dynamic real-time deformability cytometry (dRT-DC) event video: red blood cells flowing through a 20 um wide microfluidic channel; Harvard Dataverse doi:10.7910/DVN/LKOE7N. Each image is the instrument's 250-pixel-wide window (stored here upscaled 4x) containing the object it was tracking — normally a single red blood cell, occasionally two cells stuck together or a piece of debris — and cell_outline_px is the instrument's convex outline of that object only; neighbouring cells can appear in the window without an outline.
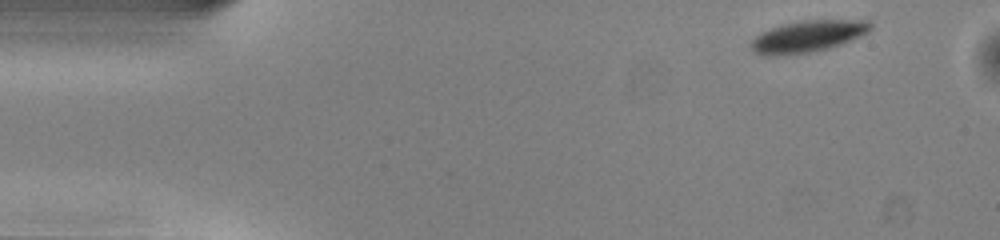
{"species": "common noctule bat (a hibernating species)", "species_latin": "Nyctalus noctula", "temperature_condition": "warm", "stored_images_in_passage": 38, "camera_frame_rate_fps": 3000, "um_per_image_px": 0.085, "animal": {"sex": "male", "body_mass_g": 13.0, "forearm_length_mm": 53.1}, "frame": {"image": 1, "passage_image": 1, "time_ms": 0.0, "image_size_px": [1000, 240], "cell_outline_px": [[872, 28], [868, 32], [860, 36], [840, 44], [828, 48], [808, 52], [772, 56], [760, 56], [752, 52], [748, 44], [760, 32], [784, 24], [804, 20], [868, 20], [872, 24]], "centroid_in_image_um": [68.6, 3.1], "position_along_channel_um": 16.4, "area_um2": 22.02}}
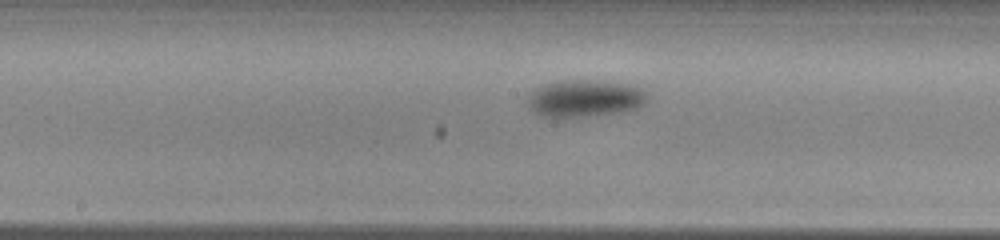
{"frame": {"image": 2, "passage_image": 22, "time_ms": 7.0, "image_size_px": [1000, 240], "cell_outline_px": [[648, 100], [644, 104], [636, 108], [620, 112], [556, 120], [540, 116], [532, 112], [528, 108], [528, 96], [532, 92], [544, 84], [560, 80], [596, 80], [628, 84], [640, 88], [644, 92]], "centroid_in_image_um": [49.64, 8.4], "position_along_channel_um": 198.6, "area_um2": 26.41}}
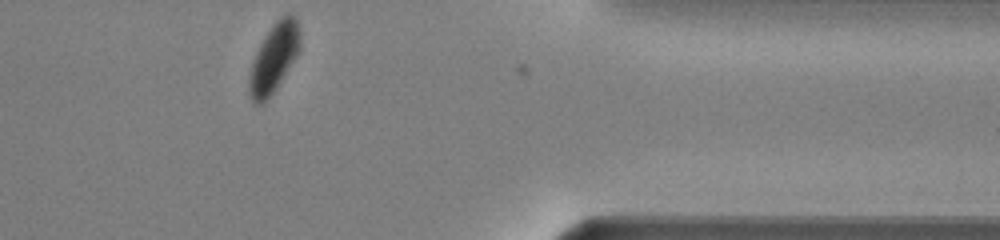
{"frame": {"image": 3, "passage_image": 38, "time_ms": 12.333, "image_size_px": [1000, 240], "cell_outline_px": [[300, 48], [296, 56], [276, 88], [264, 104], [256, 104], [252, 100], [248, 92], [248, 80], [252, 64], [256, 52], [264, 36], [276, 20], [280, 16], [288, 12], [292, 12], [296, 16], [300, 32]], "centroid_in_image_um": [23.29, 4.89], "position_along_channel_um": 388.1, "area_um2": 20.46}, "authors_computed_cell_mechanics": {"area_um2": 24.9118, "velocity_mm_per_s": 4.0018, "shape_relaxation_time_tau1_ms": 1.4099, "shape_relaxation_time_tau2_ms": null, "deformation_change_tau1": 0.1111, "deformation_change_tau2": null}}